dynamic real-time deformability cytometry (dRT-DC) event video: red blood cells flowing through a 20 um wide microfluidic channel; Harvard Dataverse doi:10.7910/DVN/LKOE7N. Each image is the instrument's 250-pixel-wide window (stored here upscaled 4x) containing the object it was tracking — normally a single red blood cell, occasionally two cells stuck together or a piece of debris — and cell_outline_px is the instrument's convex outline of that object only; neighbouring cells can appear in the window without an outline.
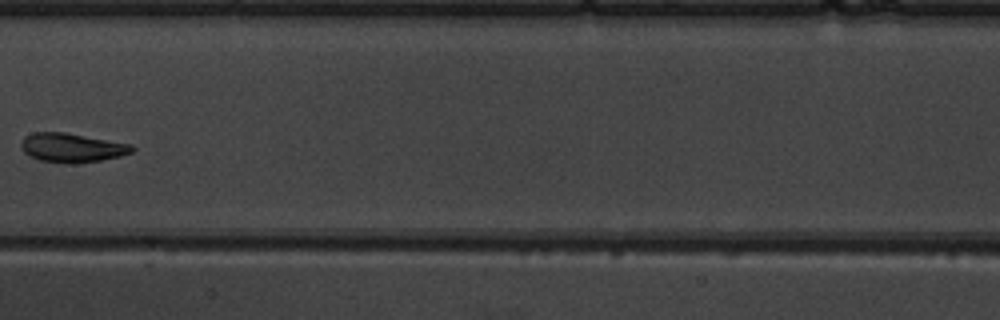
{"species": "common noctule bat (a hibernating species)", "species_latin": "Nyctalus noctula", "temperature_condition": "warm", "stored_images_in_passage": 10, "camera_frame_rate_fps": 3000, "um_per_image_px": 0.085, "animal": {"sex": "male", "body_mass_g": 19.5, "forearm_length_mm": 54.6}, "frame": {"image": 1, "passage_image": 9, "time_ms": 9.333, "image_size_px": [1000, 320], "cell_outline_px": [[136, 148], [132, 152], [120, 156], [100, 160], [76, 164], [64, 164], [40, 160], [28, 156], [20, 148], [20, 144], [24, 136], [32, 132], [64, 132], [132, 144]], "centroid_in_image_um": [6.08, 12.56], "position_along_channel_um": 201.3, "area_um2": 19.07}}
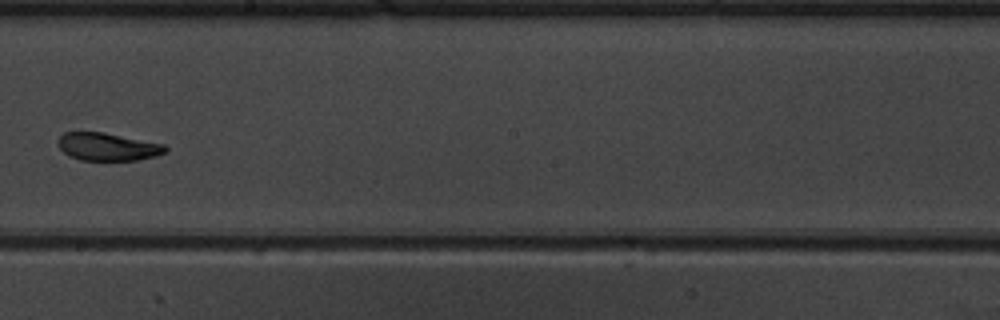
{"frame": {"image": 2, "passage_image": 10, "time_ms": 10.333, "image_size_px": [1000, 320], "cell_outline_px": [[168, 152], [156, 156], [136, 160], [80, 160], [68, 156], [60, 148], [56, 140], [64, 132], [104, 132], [164, 144], [168, 148]], "centroid_in_image_um": [9.15, 12.47], "position_along_channel_um": 239.0, "area_um2": 17.51}}